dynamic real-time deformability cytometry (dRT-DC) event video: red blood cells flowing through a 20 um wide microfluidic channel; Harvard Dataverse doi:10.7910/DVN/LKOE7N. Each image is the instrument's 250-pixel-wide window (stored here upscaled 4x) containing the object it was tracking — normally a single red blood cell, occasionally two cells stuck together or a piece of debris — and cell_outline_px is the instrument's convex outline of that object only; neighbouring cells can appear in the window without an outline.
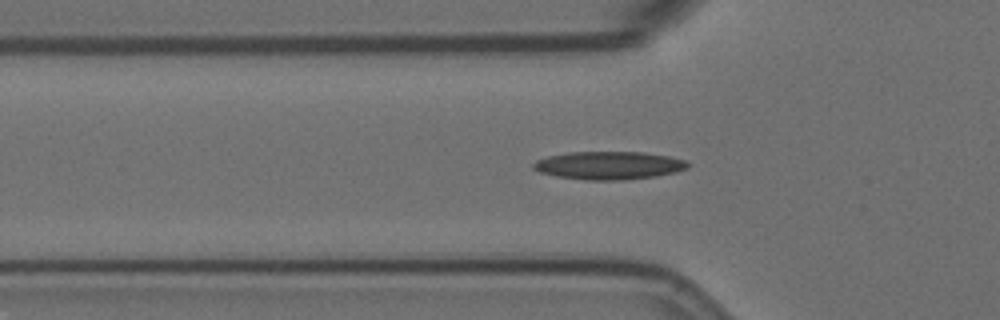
{"species": "Egyptian fruit bat (a non-hibernating species)", "species_latin": "Rousettus aegyptiacus", "temperature_condition": "room temperature", "stored_images_in_passage": 54, "camera_frame_rate_fps": 3000, "um_per_image_px": 0.085, "animal": {"sex": "female"}, "frame": {"image": 1, "passage_image": 17, "time_ms": 5.333, "image_size_px": [1000, 320], "cell_outline_px": [[688, 168], [676, 172], [656, 176], [624, 180], [588, 180], [556, 176], [540, 172], [532, 168], [532, 164], [536, 160], [548, 156], [568, 152], [644, 152], [668, 156], [684, 160], [688, 164]], "centroid_in_image_um": [51.74, 14.06], "position_along_channel_um": 74.1, "area_um2": 25.2}}
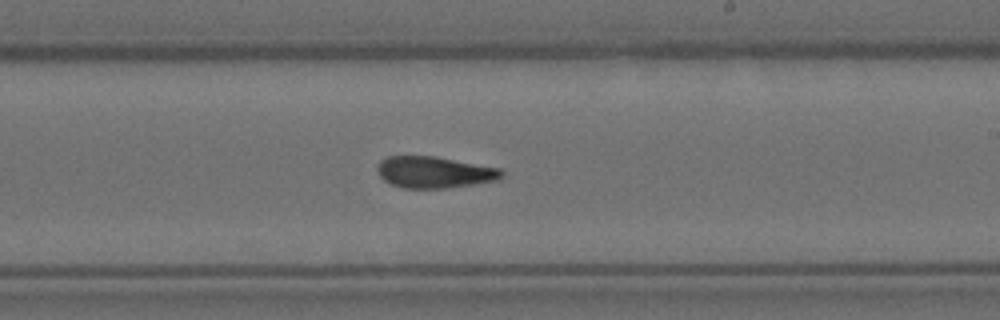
{"frame": {"image": 2, "passage_image": 32, "time_ms": 10.333, "image_size_px": [1000, 320], "cell_outline_px": [[504, 176], [500, 180], [444, 188], [404, 188], [392, 184], [384, 180], [380, 176], [376, 168], [376, 164], [380, 160], [388, 156], [436, 156], [500, 168], [504, 172]], "centroid_in_image_um": [36.92, 14.63], "position_along_channel_um": 252.1, "area_um2": 22.95}}
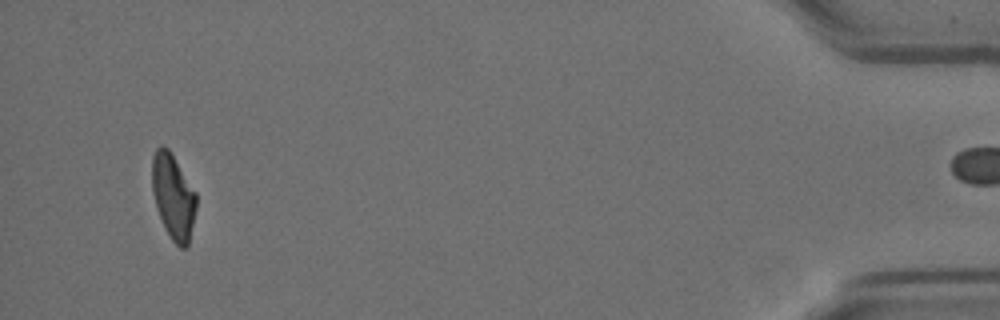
{"frame": {"image": 3, "passage_image": 53, "time_ms": 17.333, "image_size_px": [1000, 320], "cell_outline_px": [[196, 208], [188, 244], [184, 248], [180, 248], [172, 240], [156, 208], [152, 192], [152, 156], [156, 148], [160, 144], [168, 148], [196, 192]], "centroid_in_image_um": [14.71, 16.66], "position_along_channel_um": 420.5, "area_um2": 21.68}}